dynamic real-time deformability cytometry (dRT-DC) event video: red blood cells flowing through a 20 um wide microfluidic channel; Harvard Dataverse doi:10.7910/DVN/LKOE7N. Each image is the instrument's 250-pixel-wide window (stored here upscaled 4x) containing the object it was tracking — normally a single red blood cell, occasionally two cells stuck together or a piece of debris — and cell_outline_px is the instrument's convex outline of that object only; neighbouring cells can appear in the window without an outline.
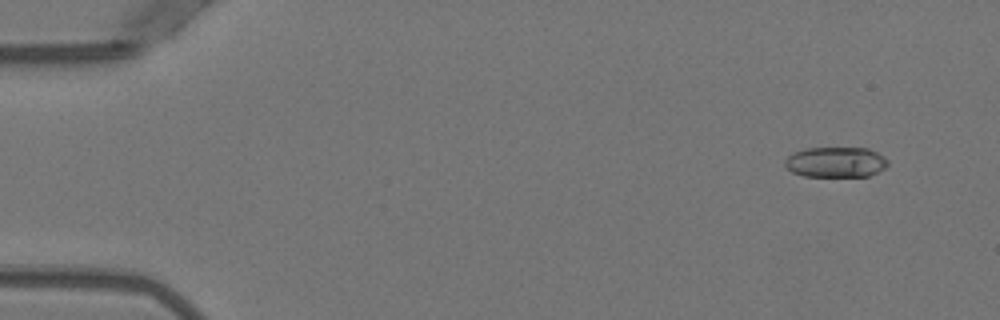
{"species": "Egyptian fruit bat (a non-hibernating species)", "species_latin": "Rousettus aegyptiacus", "temperature_condition": "warm", "stored_images_in_passage": 52, "camera_frame_rate_fps": 3000, "um_per_image_px": 0.085, "animal": {"sex": "female"}, "frame": {"image": 1, "passage_image": 4, "time_ms": 1.0, "image_size_px": [1000, 320], "cell_outline_px": [[888, 164], [884, 168], [868, 176], [804, 176], [792, 172], [784, 164], [784, 160], [792, 152], [808, 148], [868, 148], [884, 156], [888, 160]], "centroid_in_image_um": [71.02, 13.77], "position_along_channel_um": 14.0, "area_um2": 18.21}}
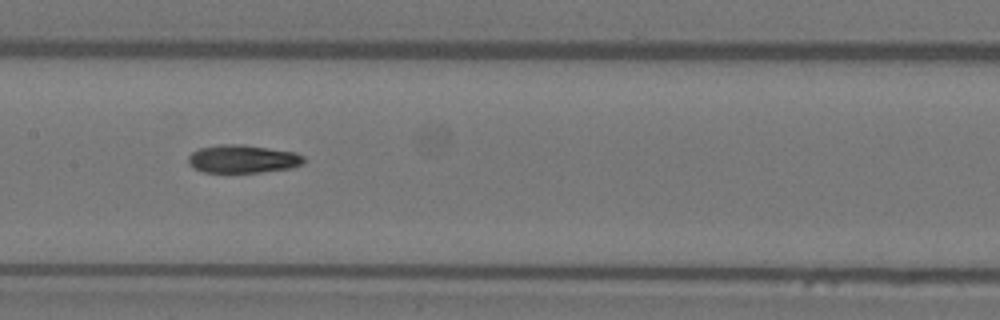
{"frame": {"image": 2, "passage_image": 26, "time_ms": 8.333, "image_size_px": [1000, 320], "cell_outline_px": [[304, 164], [292, 168], [260, 172], [204, 172], [188, 164], [188, 156], [192, 152], [200, 148], [220, 144], [244, 144], [296, 152], [304, 156]], "centroid_in_image_um": [20.67, 13.5], "position_along_channel_um": 186.7, "area_um2": 19.02}}
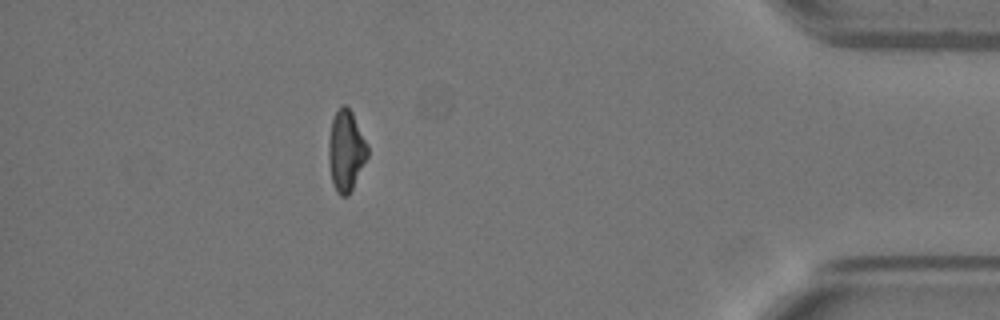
{"frame": {"image": 3, "passage_image": 46, "time_ms": 15.0, "image_size_px": [1000, 320], "cell_outline_px": [[368, 156], [348, 196], [340, 196], [336, 192], [332, 180], [328, 160], [328, 144], [332, 120], [340, 104], [344, 104], [352, 112], [368, 144]], "centroid_in_image_um": [29.41, 12.8], "position_along_channel_um": 405.8, "area_um2": 18.32}, "authors_computed_cell_mechanics": {"area_um2": 18.7561, "velocity_mm_per_s": 3.9761, "shape_relaxation_time_tau1_ms": 4.8435, "shape_relaxation_time_tau2_ms": 3.6241, "deformation_change_tau1": 0.1899, "deformation_change_tau2": 0.0904}}